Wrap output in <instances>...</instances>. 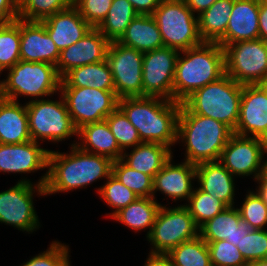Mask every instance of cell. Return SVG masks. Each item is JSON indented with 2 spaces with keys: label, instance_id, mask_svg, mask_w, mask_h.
<instances>
[{
  "label": "cell",
  "instance_id": "cell-1",
  "mask_svg": "<svg viewBox=\"0 0 267 266\" xmlns=\"http://www.w3.org/2000/svg\"><path fill=\"white\" fill-rule=\"evenodd\" d=\"M70 151H49L46 195L86 188L112 174L110 158L83 151L76 145H71Z\"/></svg>",
  "mask_w": 267,
  "mask_h": 266
},
{
  "label": "cell",
  "instance_id": "cell-2",
  "mask_svg": "<svg viewBox=\"0 0 267 266\" xmlns=\"http://www.w3.org/2000/svg\"><path fill=\"white\" fill-rule=\"evenodd\" d=\"M118 107L137 129L142 142L160 143L171 150L177 144L181 103L159 97L136 96L118 100Z\"/></svg>",
  "mask_w": 267,
  "mask_h": 266
},
{
  "label": "cell",
  "instance_id": "cell-3",
  "mask_svg": "<svg viewBox=\"0 0 267 266\" xmlns=\"http://www.w3.org/2000/svg\"><path fill=\"white\" fill-rule=\"evenodd\" d=\"M224 74V49L217 42H203L180 51L173 80V101L182 103L193 92Z\"/></svg>",
  "mask_w": 267,
  "mask_h": 266
},
{
  "label": "cell",
  "instance_id": "cell-4",
  "mask_svg": "<svg viewBox=\"0 0 267 266\" xmlns=\"http://www.w3.org/2000/svg\"><path fill=\"white\" fill-rule=\"evenodd\" d=\"M234 134L224 123L190 113L182 104L178 117L177 142L184 143V161L197 165L219 161L222 151Z\"/></svg>",
  "mask_w": 267,
  "mask_h": 266
},
{
  "label": "cell",
  "instance_id": "cell-5",
  "mask_svg": "<svg viewBox=\"0 0 267 266\" xmlns=\"http://www.w3.org/2000/svg\"><path fill=\"white\" fill-rule=\"evenodd\" d=\"M242 86L225 73L193 92L181 104L190 113L220 121L234 131L239 120Z\"/></svg>",
  "mask_w": 267,
  "mask_h": 266
},
{
  "label": "cell",
  "instance_id": "cell-6",
  "mask_svg": "<svg viewBox=\"0 0 267 266\" xmlns=\"http://www.w3.org/2000/svg\"><path fill=\"white\" fill-rule=\"evenodd\" d=\"M6 71L7 78L0 80L2 98L19 101L18 96H25L33 101L59 94L61 78L52 64L20 60Z\"/></svg>",
  "mask_w": 267,
  "mask_h": 266
},
{
  "label": "cell",
  "instance_id": "cell-7",
  "mask_svg": "<svg viewBox=\"0 0 267 266\" xmlns=\"http://www.w3.org/2000/svg\"><path fill=\"white\" fill-rule=\"evenodd\" d=\"M46 181L47 170L36 184L27 177H22L14 186L0 192V223L11 225L28 234L39 229L41 225L33 197L36 193L38 196H46Z\"/></svg>",
  "mask_w": 267,
  "mask_h": 266
},
{
  "label": "cell",
  "instance_id": "cell-8",
  "mask_svg": "<svg viewBox=\"0 0 267 266\" xmlns=\"http://www.w3.org/2000/svg\"><path fill=\"white\" fill-rule=\"evenodd\" d=\"M152 16L165 47L180 52L203 43L198 16L187 7L185 1L162 0Z\"/></svg>",
  "mask_w": 267,
  "mask_h": 266
},
{
  "label": "cell",
  "instance_id": "cell-9",
  "mask_svg": "<svg viewBox=\"0 0 267 266\" xmlns=\"http://www.w3.org/2000/svg\"><path fill=\"white\" fill-rule=\"evenodd\" d=\"M26 109L31 140L57 143L76 137L78 130L61 94L59 100L47 98L27 101Z\"/></svg>",
  "mask_w": 267,
  "mask_h": 266
},
{
  "label": "cell",
  "instance_id": "cell-10",
  "mask_svg": "<svg viewBox=\"0 0 267 266\" xmlns=\"http://www.w3.org/2000/svg\"><path fill=\"white\" fill-rule=\"evenodd\" d=\"M225 73L242 85L267 84V43L238 41L223 47Z\"/></svg>",
  "mask_w": 267,
  "mask_h": 266
},
{
  "label": "cell",
  "instance_id": "cell-11",
  "mask_svg": "<svg viewBox=\"0 0 267 266\" xmlns=\"http://www.w3.org/2000/svg\"><path fill=\"white\" fill-rule=\"evenodd\" d=\"M169 207L161 205L152 231L146 238L152 245L150 253L167 254L182 242L199 236V227L183 204Z\"/></svg>",
  "mask_w": 267,
  "mask_h": 266
},
{
  "label": "cell",
  "instance_id": "cell-12",
  "mask_svg": "<svg viewBox=\"0 0 267 266\" xmlns=\"http://www.w3.org/2000/svg\"><path fill=\"white\" fill-rule=\"evenodd\" d=\"M67 110L78 130L84 125L105 120L117 107L115 91L89 87H60Z\"/></svg>",
  "mask_w": 267,
  "mask_h": 266
},
{
  "label": "cell",
  "instance_id": "cell-13",
  "mask_svg": "<svg viewBox=\"0 0 267 266\" xmlns=\"http://www.w3.org/2000/svg\"><path fill=\"white\" fill-rule=\"evenodd\" d=\"M144 53L118 41L109 44L106 61L112 73L117 97L143 96L142 65Z\"/></svg>",
  "mask_w": 267,
  "mask_h": 266
},
{
  "label": "cell",
  "instance_id": "cell-14",
  "mask_svg": "<svg viewBox=\"0 0 267 266\" xmlns=\"http://www.w3.org/2000/svg\"><path fill=\"white\" fill-rule=\"evenodd\" d=\"M267 141L233 134L224 147L219 162L235 177L262 176Z\"/></svg>",
  "mask_w": 267,
  "mask_h": 266
},
{
  "label": "cell",
  "instance_id": "cell-15",
  "mask_svg": "<svg viewBox=\"0 0 267 266\" xmlns=\"http://www.w3.org/2000/svg\"><path fill=\"white\" fill-rule=\"evenodd\" d=\"M179 51L161 47L144 53L142 65L143 96L173 101V80Z\"/></svg>",
  "mask_w": 267,
  "mask_h": 266
},
{
  "label": "cell",
  "instance_id": "cell-16",
  "mask_svg": "<svg viewBox=\"0 0 267 266\" xmlns=\"http://www.w3.org/2000/svg\"><path fill=\"white\" fill-rule=\"evenodd\" d=\"M233 132L267 141V84L242 86L239 120Z\"/></svg>",
  "mask_w": 267,
  "mask_h": 266
},
{
  "label": "cell",
  "instance_id": "cell-17",
  "mask_svg": "<svg viewBox=\"0 0 267 266\" xmlns=\"http://www.w3.org/2000/svg\"><path fill=\"white\" fill-rule=\"evenodd\" d=\"M110 41L97 29L91 28L75 44L60 52L56 70L60 78L68 71L88 64L104 61Z\"/></svg>",
  "mask_w": 267,
  "mask_h": 266
},
{
  "label": "cell",
  "instance_id": "cell-18",
  "mask_svg": "<svg viewBox=\"0 0 267 266\" xmlns=\"http://www.w3.org/2000/svg\"><path fill=\"white\" fill-rule=\"evenodd\" d=\"M33 140L21 144L0 143V172L29 174L48 168L49 151Z\"/></svg>",
  "mask_w": 267,
  "mask_h": 266
},
{
  "label": "cell",
  "instance_id": "cell-19",
  "mask_svg": "<svg viewBox=\"0 0 267 266\" xmlns=\"http://www.w3.org/2000/svg\"><path fill=\"white\" fill-rule=\"evenodd\" d=\"M172 162L173 158L171 157L153 177V198L156 199L155 194L159 191L174 202L177 200L188 201L194 190L196 165L186 161Z\"/></svg>",
  "mask_w": 267,
  "mask_h": 266
},
{
  "label": "cell",
  "instance_id": "cell-20",
  "mask_svg": "<svg viewBox=\"0 0 267 266\" xmlns=\"http://www.w3.org/2000/svg\"><path fill=\"white\" fill-rule=\"evenodd\" d=\"M20 57L26 62H43L56 66L60 51L41 21L20 19Z\"/></svg>",
  "mask_w": 267,
  "mask_h": 266
},
{
  "label": "cell",
  "instance_id": "cell-21",
  "mask_svg": "<svg viewBox=\"0 0 267 266\" xmlns=\"http://www.w3.org/2000/svg\"><path fill=\"white\" fill-rule=\"evenodd\" d=\"M259 0H234L225 35L217 42L222 47L259 39Z\"/></svg>",
  "mask_w": 267,
  "mask_h": 266
},
{
  "label": "cell",
  "instance_id": "cell-22",
  "mask_svg": "<svg viewBox=\"0 0 267 266\" xmlns=\"http://www.w3.org/2000/svg\"><path fill=\"white\" fill-rule=\"evenodd\" d=\"M41 22L60 52L75 44L92 28L74 6L55 13Z\"/></svg>",
  "mask_w": 267,
  "mask_h": 266
},
{
  "label": "cell",
  "instance_id": "cell-23",
  "mask_svg": "<svg viewBox=\"0 0 267 266\" xmlns=\"http://www.w3.org/2000/svg\"><path fill=\"white\" fill-rule=\"evenodd\" d=\"M250 230L249 224L241 219L238 207L229 206L204 223L199 228V236L206 242L228 240L237 246Z\"/></svg>",
  "mask_w": 267,
  "mask_h": 266
},
{
  "label": "cell",
  "instance_id": "cell-24",
  "mask_svg": "<svg viewBox=\"0 0 267 266\" xmlns=\"http://www.w3.org/2000/svg\"><path fill=\"white\" fill-rule=\"evenodd\" d=\"M235 176L219 161L196 165V180L199 189L221 200L227 207L234 206Z\"/></svg>",
  "mask_w": 267,
  "mask_h": 266
},
{
  "label": "cell",
  "instance_id": "cell-25",
  "mask_svg": "<svg viewBox=\"0 0 267 266\" xmlns=\"http://www.w3.org/2000/svg\"><path fill=\"white\" fill-rule=\"evenodd\" d=\"M77 137L79 140H75L71 145H76L83 151L108 157L112 161L122 158L123 151L106 120L82 126L77 131Z\"/></svg>",
  "mask_w": 267,
  "mask_h": 266
},
{
  "label": "cell",
  "instance_id": "cell-26",
  "mask_svg": "<svg viewBox=\"0 0 267 266\" xmlns=\"http://www.w3.org/2000/svg\"><path fill=\"white\" fill-rule=\"evenodd\" d=\"M0 98V143L21 144L31 140L26 103Z\"/></svg>",
  "mask_w": 267,
  "mask_h": 266
},
{
  "label": "cell",
  "instance_id": "cell-27",
  "mask_svg": "<svg viewBox=\"0 0 267 266\" xmlns=\"http://www.w3.org/2000/svg\"><path fill=\"white\" fill-rule=\"evenodd\" d=\"M126 150L121 160L130 168L140 171L152 178L162 169L164 164L173 156V151L160 143H141Z\"/></svg>",
  "mask_w": 267,
  "mask_h": 266
},
{
  "label": "cell",
  "instance_id": "cell-28",
  "mask_svg": "<svg viewBox=\"0 0 267 266\" xmlns=\"http://www.w3.org/2000/svg\"><path fill=\"white\" fill-rule=\"evenodd\" d=\"M118 42L142 53L164 47L160 30L152 15L138 14Z\"/></svg>",
  "mask_w": 267,
  "mask_h": 266
},
{
  "label": "cell",
  "instance_id": "cell-29",
  "mask_svg": "<svg viewBox=\"0 0 267 266\" xmlns=\"http://www.w3.org/2000/svg\"><path fill=\"white\" fill-rule=\"evenodd\" d=\"M60 87H89L115 91L112 73L106 59L68 71L61 78Z\"/></svg>",
  "mask_w": 267,
  "mask_h": 266
},
{
  "label": "cell",
  "instance_id": "cell-30",
  "mask_svg": "<svg viewBox=\"0 0 267 266\" xmlns=\"http://www.w3.org/2000/svg\"><path fill=\"white\" fill-rule=\"evenodd\" d=\"M153 197H138L134 202L127 207L122 208L115 213L111 218L122 223L123 225L139 232L147 230L146 238L152 231L157 212L162 204Z\"/></svg>",
  "mask_w": 267,
  "mask_h": 266
},
{
  "label": "cell",
  "instance_id": "cell-31",
  "mask_svg": "<svg viewBox=\"0 0 267 266\" xmlns=\"http://www.w3.org/2000/svg\"><path fill=\"white\" fill-rule=\"evenodd\" d=\"M234 0H216L198 15L199 33L203 42H218L228 26Z\"/></svg>",
  "mask_w": 267,
  "mask_h": 266
},
{
  "label": "cell",
  "instance_id": "cell-32",
  "mask_svg": "<svg viewBox=\"0 0 267 266\" xmlns=\"http://www.w3.org/2000/svg\"><path fill=\"white\" fill-rule=\"evenodd\" d=\"M138 15L128 0H113L107 16L97 29L110 41H118Z\"/></svg>",
  "mask_w": 267,
  "mask_h": 266
},
{
  "label": "cell",
  "instance_id": "cell-33",
  "mask_svg": "<svg viewBox=\"0 0 267 266\" xmlns=\"http://www.w3.org/2000/svg\"><path fill=\"white\" fill-rule=\"evenodd\" d=\"M167 255L174 266H212L208 245L200 236L182 242Z\"/></svg>",
  "mask_w": 267,
  "mask_h": 266
},
{
  "label": "cell",
  "instance_id": "cell-34",
  "mask_svg": "<svg viewBox=\"0 0 267 266\" xmlns=\"http://www.w3.org/2000/svg\"><path fill=\"white\" fill-rule=\"evenodd\" d=\"M21 60L20 19L0 24V75Z\"/></svg>",
  "mask_w": 267,
  "mask_h": 266
},
{
  "label": "cell",
  "instance_id": "cell-35",
  "mask_svg": "<svg viewBox=\"0 0 267 266\" xmlns=\"http://www.w3.org/2000/svg\"><path fill=\"white\" fill-rule=\"evenodd\" d=\"M187 202L188 204L186 203L184 206L188 209L189 214L194 218L199 228L227 207L221 200L201 191L197 187L194 188Z\"/></svg>",
  "mask_w": 267,
  "mask_h": 266
},
{
  "label": "cell",
  "instance_id": "cell-36",
  "mask_svg": "<svg viewBox=\"0 0 267 266\" xmlns=\"http://www.w3.org/2000/svg\"><path fill=\"white\" fill-rule=\"evenodd\" d=\"M73 6V0H20L18 18L24 21H42Z\"/></svg>",
  "mask_w": 267,
  "mask_h": 266
},
{
  "label": "cell",
  "instance_id": "cell-37",
  "mask_svg": "<svg viewBox=\"0 0 267 266\" xmlns=\"http://www.w3.org/2000/svg\"><path fill=\"white\" fill-rule=\"evenodd\" d=\"M112 174L138 197H153V178L130 168L121 159L113 161Z\"/></svg>",
  "mask_w": 267,
  "mask_h": 266
},
{
  "label": "cell",
  "instance_id": "cell-38",
  "mask_svg": "<svg viewBox=\"0 0 267 266\" xmlns=\"http://www.w3.org/2000/svg\"><path fill=\"white\" fill-rule=\"evenodd\" d=\"M106 180V183L96 190L98 195H100L99 197L103 199L111 209H115L113 212L111 211V213L105 215L106 217L109 215L111 218L119 210L134 202L138 196L128 187L123 185L113 174Z\"/></svg>",
  "mask_w": 267,
  "mask_h": 266
},
{
  "label": "cell",
  "instance_id": "cell-39",
  "mask_svg": "<svg viewBox=\"0 0 267 266\" xmlns=\"http://www.w3.org/2000/svg\"><path fill=\"white\" fill-rule=\"evenodd\" d=\"M110 131L114 135L119 148L124 152L125 149L133 148L143 143L137 129L129 122L124 112L117 107L106 119Z\"/></svg>",
  "mask_w": 267,
  "mask_h": 266
},
{
  "label": "cell",
  "instance_id": "cell-40",
  "mask_svg": "<svg viewBox=\"0 0 267 266\" xmlns=\"http://www.w3.org/2000/svg\"><path fill=\"white\" fill-rule=\"evenodd\" d=\"M238 208L241 219L246 221L251 229L267 227V205L256 191L249 190Z\"/></svg>",
  "mask_w": 267,
  "mask_h": 266
},
{
  "label": "cell",
  "instance_id": "cell-41",
  "mask_svg": "<svg viewBox=\"0 0 267 266\" xmlns=\"http://www.w3.org/2000/svg\"><path fill=\"white\" fill-rule=\"evenodd\" d=\"M212 266H247L238 247L228 240L206 242Z\"/></svg>",
  "mask_w": 267,
  "mask_h": 266
},
{
  "label": "cell",
  "instance_id": "cell-42",
  "mask_svg": "<svg viewBox=\"0 0 267 266\" xmlns=\"http://www.w3.org/2000/svg\"><path fill=\"white\" fill-rule=\"evenodd\" d=\"M237 247L247 263L267 258V229H251Z\"/></svg>",
  "mask_w": 267,
  "mask_h": 266
},
{
  "label": "cell",
  "instance_id": "cell-43",
  "mask_svg": "<svg viewBox=\"0 0 267 266\" xmlns=\"http://www.w3.org/2000/svg\"><path fill=\"white\" fill-rule=\"evenodd\" d=\"M46 251L31 257L20 266H71L70 248L58 240L52 241Z\"/></svg>",
  "mask_w": 267,
  "mask_h": 266
},
{
  "label": "cell",
  "instance_id": "cell-44",
  "mask_svg": "<svg viewBox=\"0 0 267 266\" xmlns=\"http://www.w3.org/2000/svg\"><path fill=\"white\" fill-rule=\"evenodd\" d=\"M113 0H73V6L84 20L97 28L107 16Z\"/></svg>",
  "mask_w": 267,
  "mask_h": 266
},
{
  "label": "cell",
  "instance_id": "cell-45",
  "mask_svg": "<svg viewBox=\"0 0 267 266\" xmlns=\"http://www.w3.org/2000/svg\"><path fill=\"white\" fill-rule=\"evenodd\" d=\"M18 19V1L0 0V24H6Z\"/></svg>",
  "mask_w": 267,
  "mask_h": 266
},
{
  "label": "cell",
  "instance_id": "cell-46",
  "mask_svg": "<svg viewBox=\"0 0 267 266\" xmlns=\"http://www.w3.org/2000/svg\"><path fill=\"white\" fill-rule=\"evenodd\" d=\"M138 14L152 15L162 0H128Z\"/></svg>",
  "mask_w": 267,
  "mask_h": 266
},
{
  "label": "cell",
  "instance_id": "cell-47",
  "mask_svg": "<svg viewBox=\"0 0 267 266\" xmlns=\"http://www.w3.org/2000/svg\"><path fill=\"white\" fill-rule=\"evenodd\" d=\"M259 39L267 43V0H259Z\"/></svg>",
  "mask_w": 267,
  "mask_h": 266
},
{
  "label": "cell",
  "instance_id": "cell-48",
  "mask_svg": "<svg viewBox=\"0 0 267 266\" xmlns=\"http://www.w3.org/2000/svg\"><path fill=\"white\" fill-rule=\"evenodd\" d=\"M143 266H174L167 254L150 253Z\"/></svg>",
  "mask_w": 267,
  "mask_h": 266
},
{
  "label": "cell",
  "instance_id": "cell-49",
  "mask_svg": "<svg viewBox=\"0 0 267 266\" xmlns=\"http://www.w3.org/2000/svg\"><path fill=\"white\" fill-rule=\"evenodd\" d=\"M216 0H185L187 7L196 15L207 10Z\"/></svg>",
  "mask_w": 267,
  "mask_h": 266
},
{
  "label": "cell",
  "instance_id": "cell-50",
  "mask_svg": "<svg viewBox=\"0 0 267 266\" xmlns=\"http://www.w3.org/2000/svg\"><path fill=\"white\" fill-rule=\"evenodd\" d=\"M258 186L256 187V192L263 199V202L267 205V180H265L262 176L257 179Z\"/></svg>",
  "mask_w": 267,
  "mask_h": 266
},
{
  "label": "cell",
  "instance_id": "cell-51",
  "mask_svg": "<svg viewBox=\"0 0 267 266\" xmlns=\"http://www.w3.org/2000/svg\"><path fill=\"white\" fill-rule=\"evenodd\" d=\"M247 266H267V258L248 262Z\"/></svg>",
  "mask_w": 267,
  "mask_h": 266
},
{
  "label": "cell",
  "instance_id": "cell-52",
  "mask_svg": "<svg viewBox=\"0 0 267 266\" xmlns=\"http://www.w3.org/2000/svg\"><path fill=\"white\" fill-rule=\"evenodd\" d=\"M265 154L267 155V149ZM262 177L267 180V159H264V165H263V173H262Z\"/></svg>",
  "mask_w": 267,
  "mask_h": 266
}]
</instances>
